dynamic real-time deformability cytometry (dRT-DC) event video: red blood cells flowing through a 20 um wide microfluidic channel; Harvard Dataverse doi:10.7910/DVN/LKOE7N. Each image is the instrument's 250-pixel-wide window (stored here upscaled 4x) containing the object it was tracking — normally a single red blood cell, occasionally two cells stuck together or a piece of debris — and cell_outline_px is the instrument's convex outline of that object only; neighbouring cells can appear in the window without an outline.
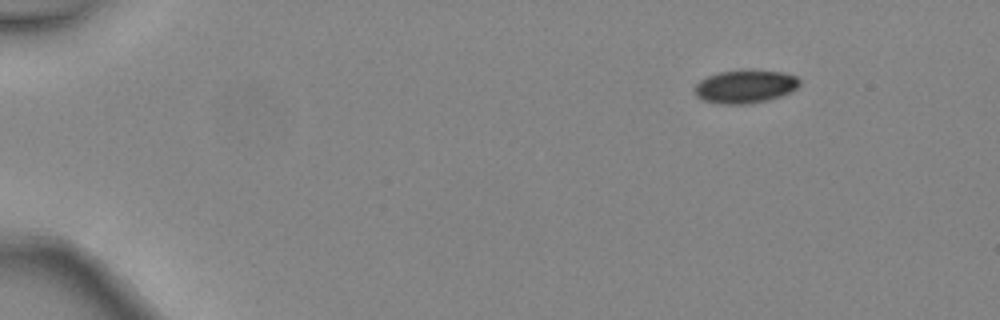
{"species": "common noctule bat (a hibernating species)", "species_latin": "Nyctalus noctula", "temperature_condition": "warm", "stored_images_in_passage": 5, "segment_of_instrument_passage": [2, 2], "camera_frame_rate_fps": 3000, "um_per_image_px": 0.085, "animal": {"sex": "female", "body_mass_g": 24.6, "forearm_length_mm": 56.2}, "frame": {"image": 1, "passage_image": 5, "time_ms": 1.333, "image_size_px": [1000, 320], "cell_outline_px": [[800, 84], [792, 92], [768, 100], [748, 104], [720, 104], [704, 100], [696, 96], [692, 92], [692, 88], [700, 80], [708, 76], [720, 72], [752, 68], [784, 72], [796, 76], [800, 80]], "centroid_in_image_um": [63.34, 7.33], "position_along_channel_um": 21.7, "area_um2": 20.87}}